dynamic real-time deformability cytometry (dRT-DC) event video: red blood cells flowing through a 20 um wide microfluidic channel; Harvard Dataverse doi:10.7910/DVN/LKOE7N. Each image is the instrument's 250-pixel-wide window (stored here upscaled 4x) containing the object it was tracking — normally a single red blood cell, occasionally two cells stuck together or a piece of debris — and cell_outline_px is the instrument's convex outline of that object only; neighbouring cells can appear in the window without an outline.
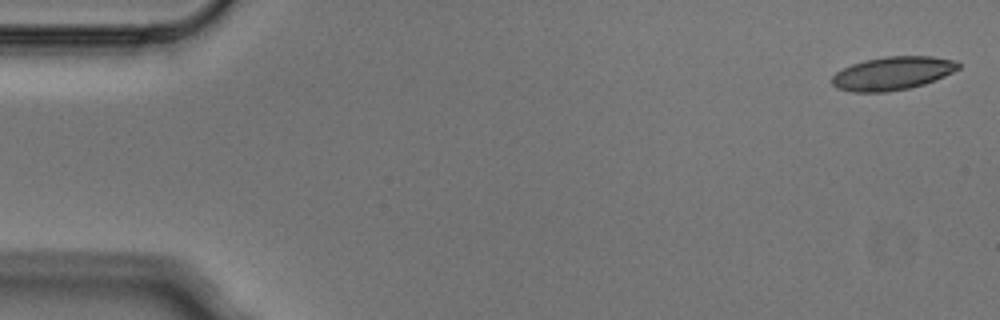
{"species": "Egyptian fruit bat (a non-hibernating species)", "species_latin": "Rousettus aegyptiacus", "temperature_condition": "cold", "stored_images_in_passage": 6, "camera_frame_rate_fps": 3000, "um_per_image_px": 0.085, "animal": {"sex": "male"}, "frame": {"image": 1, "passage_image": 1, "time_ms": 0.0, "image_size_px": [1000, 320], "cell_outline_px": [[960, 68], [944, 76], [924, 84], [908, 88], [884, 92], [852, 92], [836, 88], [832, 84], [832, 76], [836, 72], [852, 64], [864, 60], [884, 56], [932, 56], [956, 60], [960, 64]], "centroid_in_image_um": [75.86, 6.22], "position_along_channel_um": 9.1, "area_um2": 24.57}}
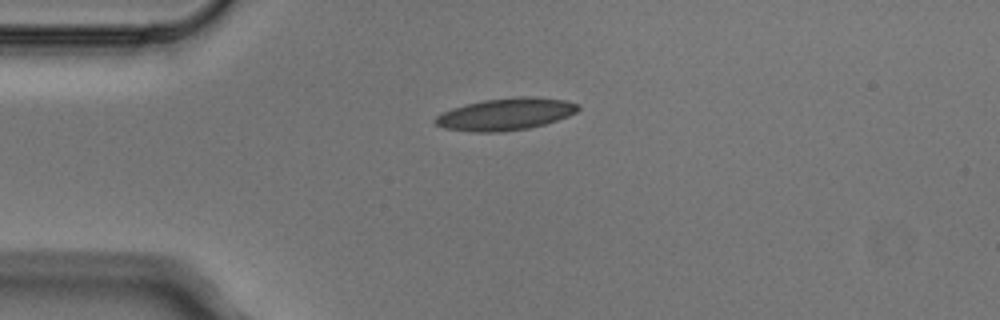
{"frame": {"image": 2, "passage_image": 4, "time_ms": 1.0, "image_size_px": [1000, 320], "cell_outline_px": [[580, 108], [576, 112], [568, 116], [544, 124], [528, 128], [500, 132], [476, 132], [444, 128], [436, 124], [432, 120], [436, 116], [452, 108], [484, 100], [520, 96], [536, 96], [564, 100], [580, 104]], "centroid_in_image_um": [43.0, 9.7], "position_along_channel_um": 42.0, "area_um2": 26.59}}
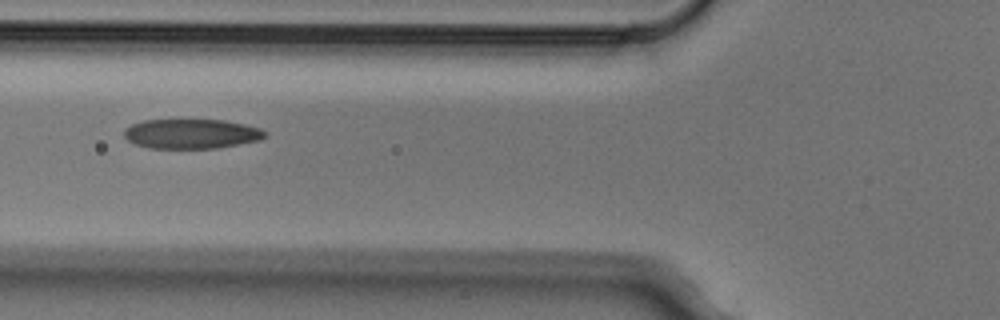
{"frame": {"image": 3, "passage_image": 6, "time_ms": 1.667, "image_size_px": [1000, 320], "cell_outline_px": [[268, 136], [260, 140], [216, 148], [148, 148], [136, 144], [128, 140], [124, 136], [124, 128], [132, 124], [144, 120], [224, 120], [244, 124], [260, 128], [268, 132]], "centroid_in_image_um": [16.29, 11.37], "position_along_channel_um": 109.5, "area_um2": 24.39}}